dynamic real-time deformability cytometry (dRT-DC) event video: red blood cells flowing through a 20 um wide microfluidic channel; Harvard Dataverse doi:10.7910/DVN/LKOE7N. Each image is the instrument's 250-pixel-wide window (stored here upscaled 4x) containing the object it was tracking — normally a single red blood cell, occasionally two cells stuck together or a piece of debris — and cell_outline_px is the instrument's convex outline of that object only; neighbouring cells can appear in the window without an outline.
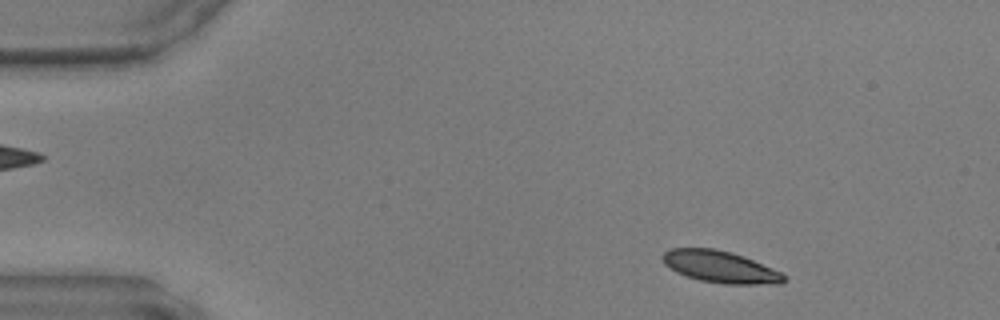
{"species": "common noctule bat (a hibernating species)", "species_latin": "Nyctalus noctula", "temperature_condition": "warm", "stored_images_in_passage": 44, "camera_frame_rate_fps": 3000, "um_per_image_px": 0.085, "animal": {"sex": "male", "body_mass_g": 17.9, "forearm_length_mm": 54.2}, "frame": {"image": 1, "passage_image": 3, "time_ms": 0.667, "image_size_px": [1000, 320], "cell_outline_px": [[788, 280], [780, 284], [724, 284], [700, 280], [676, 272], [664, 264], [660, 256], [668, 248], [716, 248], [732, 252], [744, 256], [772, 268], [788, 276]], "centroid_in_image_um": [61.23, 22.67], "position_along_channel_um": 23.8, "area_um2": 22.77}}
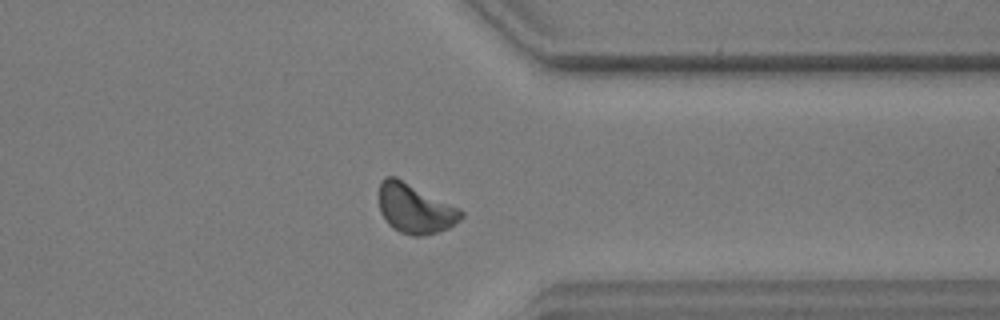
{"frame": {"image": 2, "passage_image": 34, "time_ms": 11.0, "image_size_px": [1000, 320], "cell_outline_px": [[464, 216], [460, 220], [448, 228], [424, 236], [412, 236], [400, 232], [392, 228], [388, 224], [380, 212], [380, 180], [384, 176], [396, 176], [460, 208], [464, 212]], "centroid_in_image_um": [35.28, 17.72], "position_along_channel_um": 376.1, "area_um2": 23.87}}
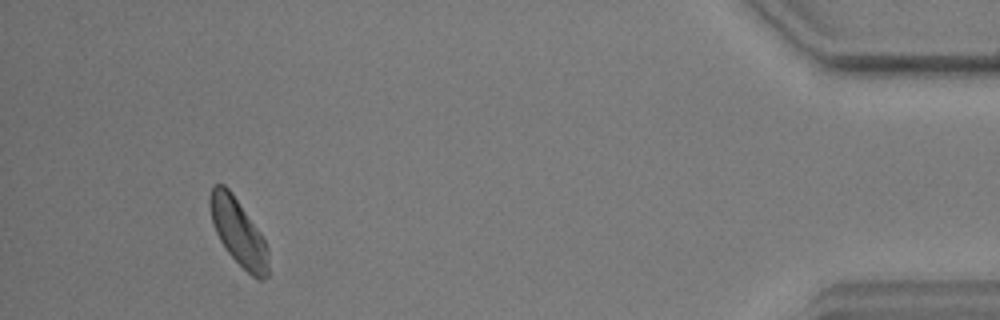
{"frame": {"image": 3, "passage_image": 41, "time_ms": 13.333, "image_size_px": [1000, 320], "cell_outline_px": [[268, 276], [260, 280], [256, 280], [228, 252], [220, 240], [212, 224], [208, 204], [208, 196], [212, 184], [224, 184], [228, 188], [260, 232], [268, 248]], "centroid_in_image_um": [20.23, 19.71], "position_along_channel_um": 415.0, "area_um2": 22.54}}